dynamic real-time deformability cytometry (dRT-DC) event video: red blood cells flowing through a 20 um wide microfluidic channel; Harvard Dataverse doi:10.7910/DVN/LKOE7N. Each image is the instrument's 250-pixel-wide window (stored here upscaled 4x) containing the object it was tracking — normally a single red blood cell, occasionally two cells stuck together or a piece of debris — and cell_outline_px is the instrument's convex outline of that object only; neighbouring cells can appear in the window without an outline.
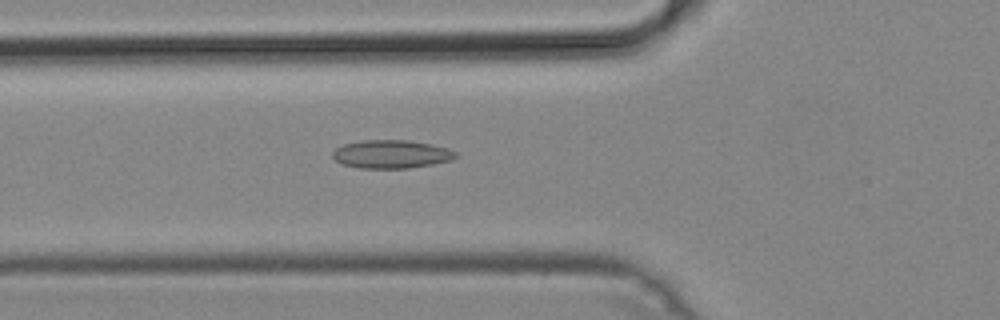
{"species": "common noctule bat (a hibernating species)", "species_latin": "Nyctalus noctula", "temperature_condition": "cold", "stored_images_in_passage": 47, "camera_frame_rate_fps": 3000, "um_per_image_px": 0.085, "animal": {"sex": "male", "body_mass_g": 19.2, "forearm_length_mm": 51.8}, "frame": {"image": 1, "passage_image": 15, "time_ms": 4.667, "image_size_px": [1000, 320], "cell_outline_px": [[456, 156], [452, 160], [432, 164], [408, 168], [360, 168], [340, 164], [332, 156], [332, 152], [336, 148], [344, 144], [364, 140], [408, 140], [432, 144], [448, 148], [456, 152]], "centroid_in_image_um": [33.25, 13.1], "position_along_channel_um": 92.6, "area_um2": 20.29}}
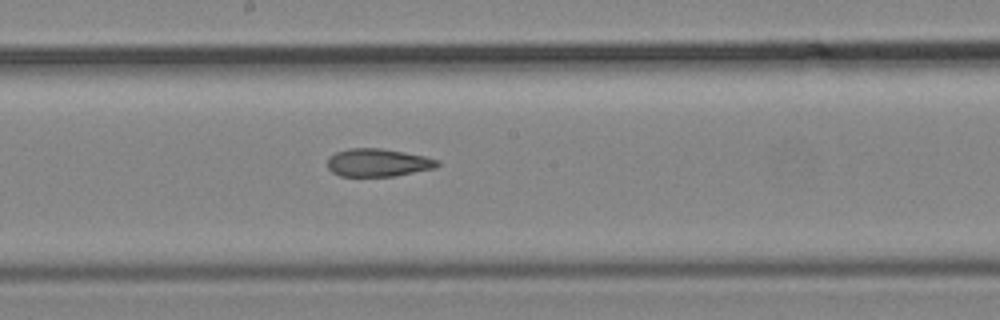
{"frame": {"image": 2, "passage_image": 24, "time_ms": 7.667, "image_size_px": [1000, 320], "cell_outline_px": [[440, 164], [436, 168], [396, 176], [340, 176], [332, 172], [328, 168], [328, 156], [336, 152], [348, 148], [380, 148], [404, 152], [424, 156], [440, 160]], "centroid_in_image_um": [32.14, 13.82], "position_along_channel_um": 216.1, "area_um2": 18.03}}
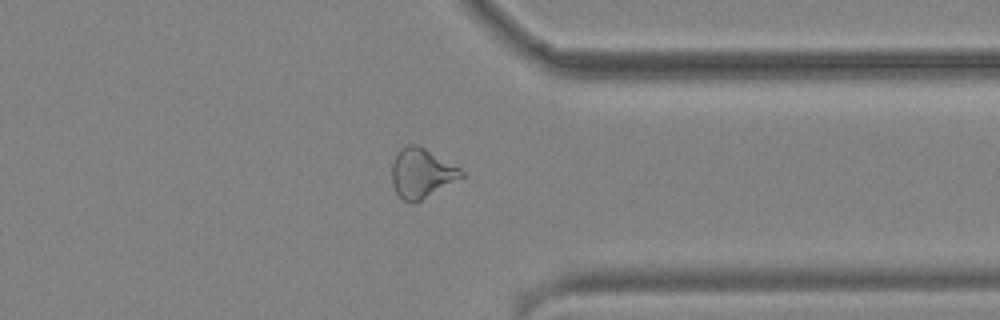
{"frame": {"image": 3, "passage_image": 36, "time_ms": 11.667, "image_size_px": [1000, 320], "cell_outline_px": [[464, 176], [420, 200], [412, 204], [404, 200], [396, 192], [392, 184], [392, 164], [396, 152], [400, 148], [408, 144], [416, 144], [424, 148], [460, 168], [464, 172]], "centroid_in_image_um": [35.8, 14.7], "position_along_channel_um": 375.6, "area_um2": 19.77}}